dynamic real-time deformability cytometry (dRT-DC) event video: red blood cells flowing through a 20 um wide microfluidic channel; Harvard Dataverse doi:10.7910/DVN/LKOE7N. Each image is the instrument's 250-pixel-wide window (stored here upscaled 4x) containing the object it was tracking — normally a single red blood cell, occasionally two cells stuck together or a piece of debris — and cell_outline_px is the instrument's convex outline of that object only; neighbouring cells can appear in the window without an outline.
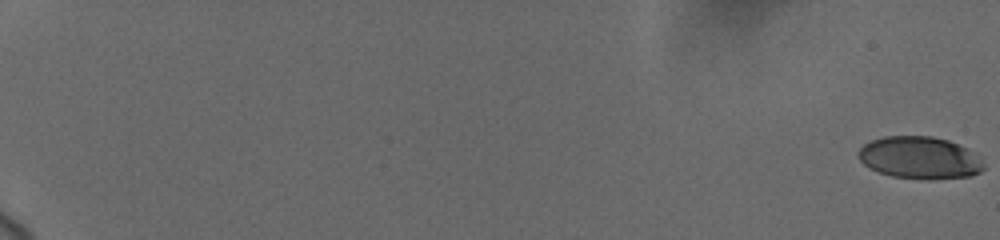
{"species": "human", "species_latin": "Homo sapiens", "temperature_condition": "cold", "stored_images_in_passage": 10, "camera_frame_rate_fps": 3000, "um_per_image_px": 0.085, "donor": {"sex": "female"}, "frame": {"image": 1, "passage_image": 1, "time_ms": 0.0, "image_size_px": [1000, 240], "cell_outline_px": [[984, 168], [980, 172], [972, 176], [932, 180], [928, 180], [892, 176], [868, 168], [860, 160], [856, 152], [864, 144], [872, 140], [884, 136], [932, 136], [948, 140], [968, 148], [976, 152], [984, 164]], "centroid_in_image_um": [78.2, 13.41], "position_along_channel_um": 6.8, "area_um2": 31.27}}